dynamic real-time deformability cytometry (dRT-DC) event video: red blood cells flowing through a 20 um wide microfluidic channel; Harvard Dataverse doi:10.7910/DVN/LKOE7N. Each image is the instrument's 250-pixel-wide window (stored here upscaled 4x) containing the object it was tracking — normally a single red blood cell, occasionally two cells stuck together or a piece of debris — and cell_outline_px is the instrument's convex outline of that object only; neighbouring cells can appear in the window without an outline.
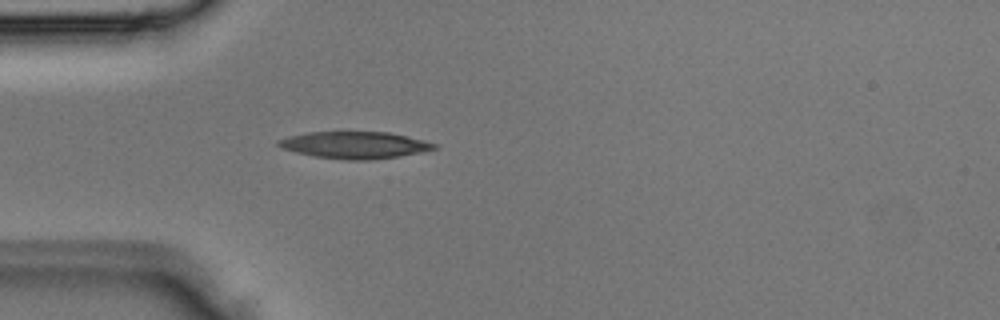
{"species": "Egyptian fruit bat (a non-hibernating species)", "species_latin": "Rousettus aegyptiacus", "temperature_condition": "room temperature", "stored_images_in_passage": 3, "camera_frame_rate_fps": 3000, "um_per_image_px": 0.085, "animal": {"sex": "male"}, "frame": {"image": 1, "passage_image": 3, "time_ms": 0.667, "image_size_px": [1000, 320], "cell_outline_px": [[440, 144], [436, 148], [424, 152], [372, 160], [344, 160], [316, 156], [296, 152], [280, 148], [276, 144], [276, 140], [288, 136], [308, 132], [388, 132], [424, 140]], "centroid_in_image_um": [30.16, 12.33], "position_along_channel_um": 54.8, "area_um2": 24.57}}